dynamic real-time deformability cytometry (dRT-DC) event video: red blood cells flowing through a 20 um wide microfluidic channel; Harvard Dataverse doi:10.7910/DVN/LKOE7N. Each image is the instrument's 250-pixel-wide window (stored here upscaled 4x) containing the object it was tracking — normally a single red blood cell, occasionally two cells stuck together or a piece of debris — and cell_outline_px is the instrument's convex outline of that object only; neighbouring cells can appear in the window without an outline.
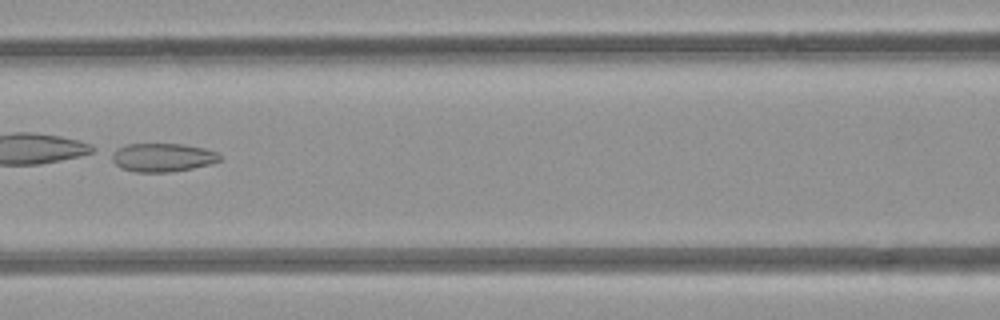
{"species": "common noctule bat (a hibernating species)", "species_latin": "Nyctalus noctula", "temperature_condition": "room temperature", "stored_images_in_passage": 9, "camera_frame_rate_fps": 3000, "um_per_image_px": 0.085, "animal": {"sex": "female", "body_mass_g": 21.9}, "frame": {"image": 1, "passage_image": 9, "time_ms": 10.0, "image_size_px": [1000, 320], "cell_outline_px": [[220, 160], [208, 164], [192, 168], [168, 172], [136, 172], [120, 168], [112, 160], [112, 152], [128, 144], [184, 144], [204, 148], [216, 152], [220, 156]], "centroid_in_image_um": [13.8, 13.38], "position_along_channel_um": 152.8, "area_um2": 17.69}}